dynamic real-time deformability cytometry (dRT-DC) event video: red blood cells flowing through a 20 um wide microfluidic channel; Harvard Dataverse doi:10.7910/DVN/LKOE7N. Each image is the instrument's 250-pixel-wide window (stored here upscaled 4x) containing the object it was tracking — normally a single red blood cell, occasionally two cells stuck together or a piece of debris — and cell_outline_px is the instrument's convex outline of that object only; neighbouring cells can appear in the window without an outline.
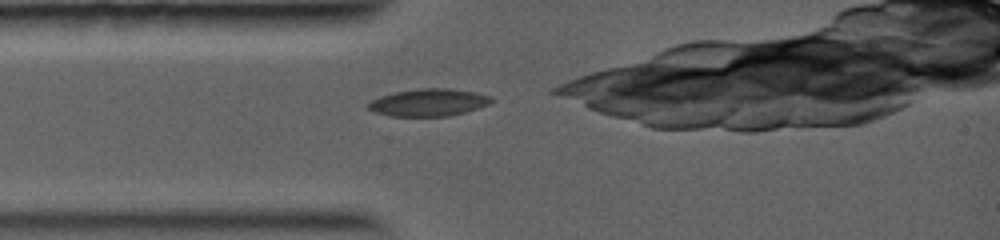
{"species": "common noctule bat (a hibernating species)", "species_latin": "Nyctalus noctula", "temperature_condition": "warm", "stored_images_in_passage": 4, "camera_frame_rate_fps": 5000, "um_per_image_px": 0.085, "animal": {"sex": "female", "body_mass_g": 19.0, "forearm_length_mm": 56.7}, "frame": {"image": 1, "passage_image": 1, "time_ms": 0.0, "image_size_px": [1000, 240], "cell_outline_px": [[492, 100], [488, 104], [464, 112], [448, 116], [392, 116], [376, 112], [368, 108], [364, 104], [380, 96], [396, 92], [420, 88], [448, 88], [472, 92], [492, 96]], "centroid_in_image_um": [36.39, 8.71], "position_along_channel_um": 48.6, "area_um2": 19.36}}